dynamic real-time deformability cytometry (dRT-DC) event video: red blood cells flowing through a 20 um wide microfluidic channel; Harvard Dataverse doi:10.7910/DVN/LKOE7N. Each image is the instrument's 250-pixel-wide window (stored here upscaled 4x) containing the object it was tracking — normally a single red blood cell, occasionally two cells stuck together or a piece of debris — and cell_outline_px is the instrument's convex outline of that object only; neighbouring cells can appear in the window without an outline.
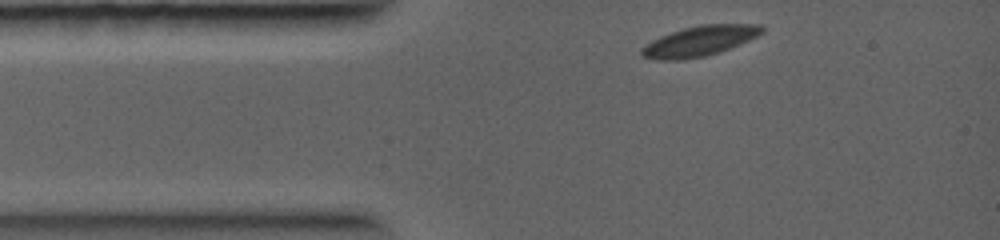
{"species": "common noctule bat (a hibernating species)", "species_latin": "Nyctalus noctula", "temperature_condition": "warm", "stored_images_in_passage": 21, "camera_frame_rate_fps": 5000, "um_per_image_px": 0.085, "animal": {"sex": "female", "body_mass_g": 19.0, "forearm_length_mm": 56.7}, "frame": {"image": 1, "passage_image": 1, "time_ms": 0.0, "image_size_px": [1000, 240], "cell_outline_px": [[764, 32], [748, 40], [728, 48], [704, 56], [680, 60], [656, 60], [644, 56], [640, 52], [640, 48], [652, 40], [660, 36], [684, 28], [700, 24], [760, 24], [764, 28]], "centroid_in_image_um": [59.44, 3.48], "position_along_channel_um": 25.6, "area_um2": 20.87}}
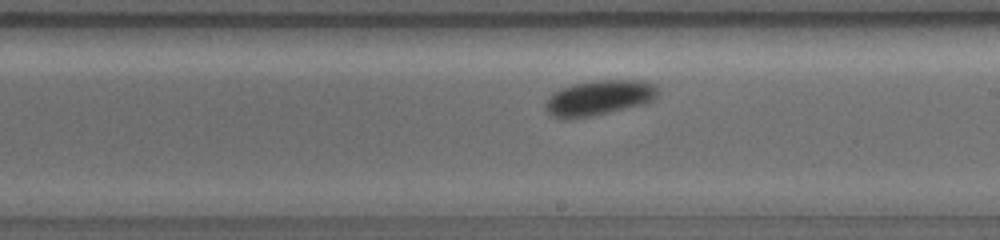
{"frame": {"image": 2, "passage_image": 9, "time_ms": 5.2, "image_size_px": [1000, 240], "cell_outline_px": [[660, 92], [652, 100], [644, 104], [592, 116], [568, 120], [560, 120], [552, 116], [544, 108], [544, 104], [548, 96], [552, 92], [560, 88], [572, 84], [596, 80], [636, 80], [652, 84]], "centroid_in_image_um": [50.83, 8.33], "position_along_channel_um": 238.2, "area_um2": 23.29}}
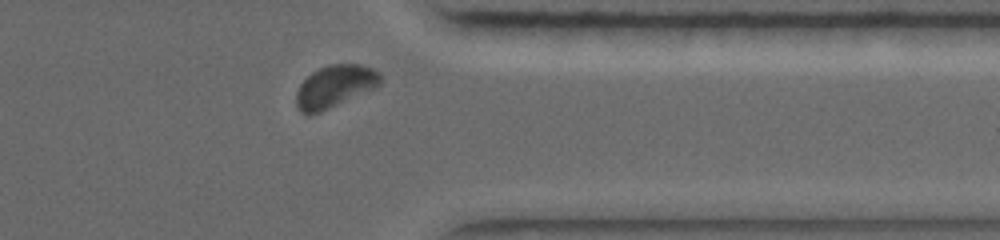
{"frame": {"image": 3, "passage_image": 18, "time_ms": 8.4, "image_size_px": [1000, 240], "cell_outline_px": [[380, 84], [372, 88], [320, 112], [308, 116], [300, 112], [296, 104], [296, 92], [300, 84], [312, 72], [328, 64], [360, 64], [372, 68], [380, 72]], "centroid_in_image_um": [28.41, 7.34], "position_along_channel_um": 383.0, "area_um2": 20.4}}